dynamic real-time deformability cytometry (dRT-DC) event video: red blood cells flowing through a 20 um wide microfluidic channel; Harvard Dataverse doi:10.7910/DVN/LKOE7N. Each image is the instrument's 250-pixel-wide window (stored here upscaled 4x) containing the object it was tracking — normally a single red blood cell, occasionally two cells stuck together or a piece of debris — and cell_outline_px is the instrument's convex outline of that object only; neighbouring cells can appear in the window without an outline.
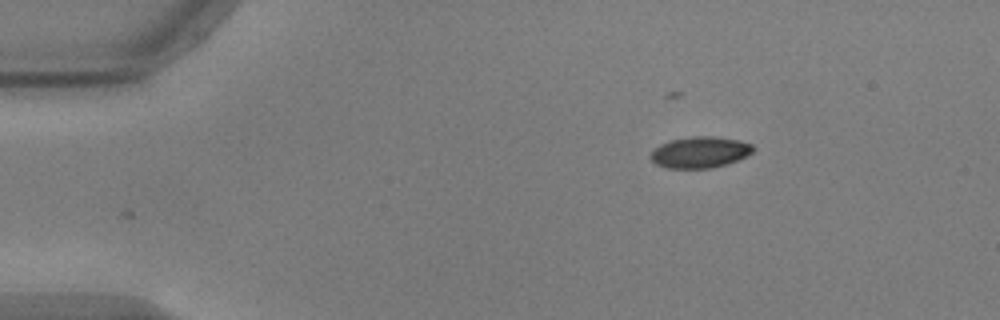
{"species": "common noctule bat (a hibernating species)", "species_latin": "Nyctalus noctula", "temperature_condition": "warm", "stored_images_in_passage": 47, "camera_frame_rate_fps": 3000, "um_per_image_px": 0.085, "animal": {"sex": "male", "body_mass_g": 17.9, "forearm_length_mm": 54.2}, "frame": {"image": 1, "passage_image": 1, "time_ms": 0.0, "image_size_px": [1000, 320], "cell_outline_px": [[756, 148], [752, 152], [728, 164], [712, 168], [668, 168], [656, 164], [648, 156], [660, 144], [672, 140], [696, 136], [712, 136], [740, 140], [752, 144]], "centroid_in_image_um": [59.51, 12.94], "position_along_channel_um": 25.5, "area_um2": 18.55}}
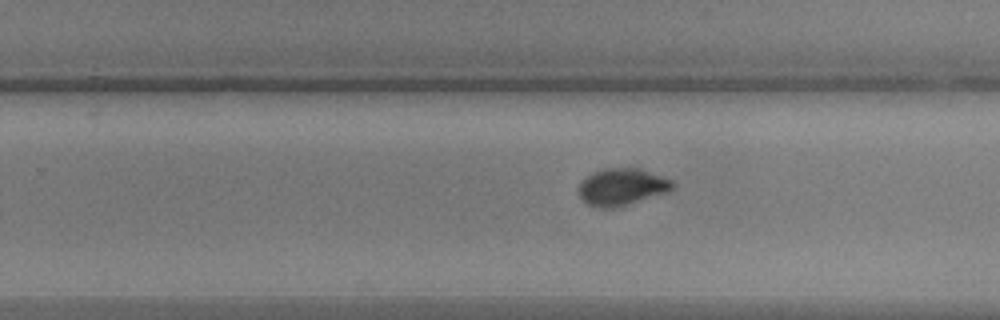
{"frame": {"image": 2, "passage_image": 27, "time_ms": 8.667, "image_size_px": [1000, 320], "cell_outline_px": [[676, 184], [668, 192], [612, 208], [600, 208], [588, 204], [576, 192], [576, 188], [592, 172], [604, 168], [640, 168], [672, 180]], "centroid_in_image_um": [52.84, 15.87], "position_along_channel_um": 277.0, "area_um2": 20.11}}
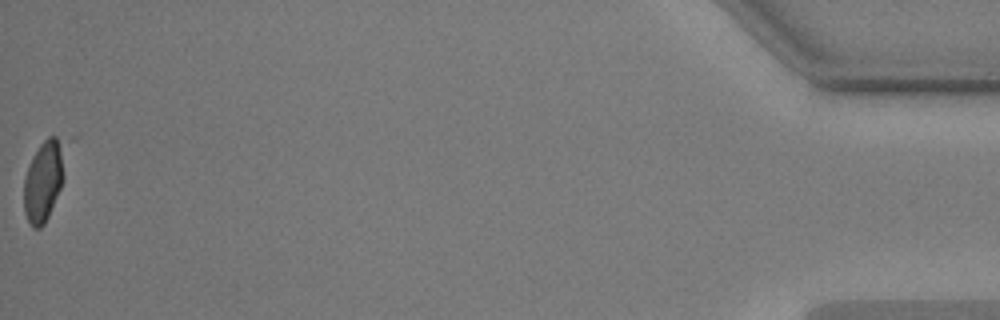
{"frame": {"image": 3, "passage_image": 47, "time_ms": 15.333, "image_size_px": [1000, 320], "cell_outline_px": [[64, 176], [60, 188], [48, 216], [44, 224], [40, 228], [32, 228], [24, 212], [24, 176], [32, 156], [40, 144], [48, 136], [56, 136], [60, 152]], "centroid_in_image_um": [3.63, 15.45], "position_along_channel_um": 431.6, "area_um2": 18.44}, "authors_computed_cell_mechanics": {"area_um2": 20.4612, "velocity_mm_per_s": 3.7167, "shape_relaxation_time_tau1_ms": 2.689, "shape_relaxation_time_tau2_ms": null, "deformation_change_tau1": 0.1458, "deformation_change_tau2": null}}